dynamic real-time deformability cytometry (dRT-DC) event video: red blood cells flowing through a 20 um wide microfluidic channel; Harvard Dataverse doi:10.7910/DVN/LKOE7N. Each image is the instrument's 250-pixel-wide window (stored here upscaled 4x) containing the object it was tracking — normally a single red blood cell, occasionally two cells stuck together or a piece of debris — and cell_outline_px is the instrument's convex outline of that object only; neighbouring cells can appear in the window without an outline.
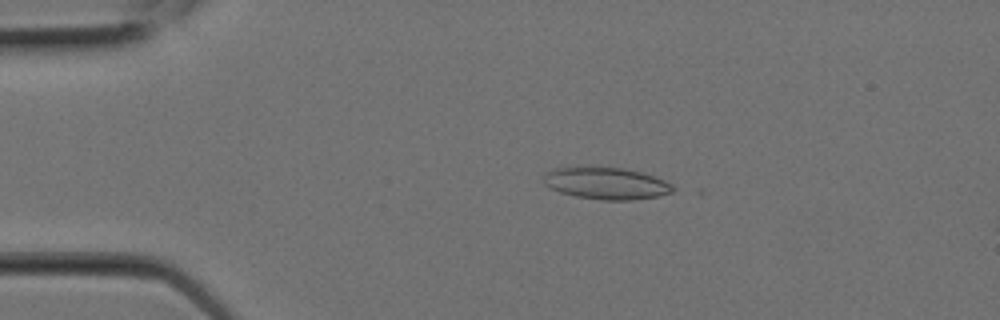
{"species": "Egyptian fruit bat (a non-hibernating species)", "species_latin": "Rousettus aegyptiacus", "temperature_condition": "room temperature", "stored_images_in_passage": 6, "segment_of_instrument_passage": [1, 2], "camera_frame_rate_fps": 3000, "um_per_image_px": 0.085, "animal": {"sex": "female"}, "frame": {"image": 1, "passage_image": 3, "time_ms": 0.667, "image_size_px": [1000, 320], "cell_outline_px": [[676, 188], [672, 192], [660, 196], [632, 200], [600, 200], [576, 196], [560, 192], [544, 184], [544, 176], [548, 172], [556, 168], [596, 164], [624, 168], [644, 172], [656, 176], [672, 184]], "centroid_in_image_um": [51.57, 15.54], "position_along_channel_um": 33.4, "area_um2": 24.85}}